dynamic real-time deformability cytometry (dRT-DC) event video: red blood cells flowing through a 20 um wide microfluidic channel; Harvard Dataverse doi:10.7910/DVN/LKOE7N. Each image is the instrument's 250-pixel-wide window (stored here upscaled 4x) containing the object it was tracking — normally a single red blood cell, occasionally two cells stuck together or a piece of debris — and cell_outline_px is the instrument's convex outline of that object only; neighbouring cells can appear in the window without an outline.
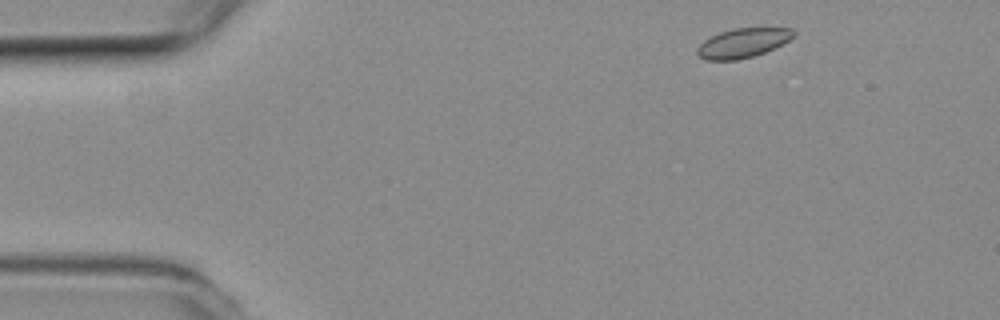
{"species": "common noctule bat (a hibernating species)", "species_latin": "Nyctalus noctula", "temperature_condition": "room temperature", "stored_images_in_passage": 4, "camera_frame_rate_fps": 3000, "um_per_image_px": 0.085, "animal": {"sex": "female", "body_mass_g": 19.3, "forearm_length_mm": 54.1}, "frame": {"image": 1, "passage_image": 1, "time_ms": 0.0, "image_size_px": [1000, 320], "cell_outline_px": [[796, 36], [764, 52], [752, 56], [736, 60], [704, 60], [696, 52], [696, 48], [704, 40], [720, 32], [732, 28], [792, 28], [796, 32]], "centroid_in_image_um": [63.12, 3.64], "position_along_channel_um": 21.9, "area_um2": 16.36}}